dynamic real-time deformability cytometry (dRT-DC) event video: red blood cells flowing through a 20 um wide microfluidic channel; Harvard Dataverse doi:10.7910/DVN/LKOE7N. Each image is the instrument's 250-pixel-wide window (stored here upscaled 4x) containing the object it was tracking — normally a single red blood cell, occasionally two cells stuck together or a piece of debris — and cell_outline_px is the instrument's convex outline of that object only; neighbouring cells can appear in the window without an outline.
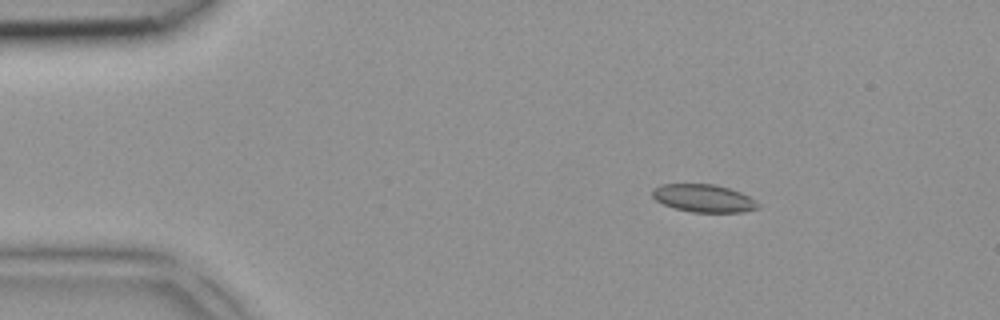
{"species": "common noctule bat (a hibernating species)", "species_latin": "Nyctalus noctula", "temperature_condition": "room temperature", "stored_images_in_passage": 4, "camera_frame_rate_fps": 3000, "um_per_image_px": 0.085, "animal": {"sex": "female", "body_mass_g": 18.4}, "frame": {"image": 1, "passage_image": 2, "time_ms": 0.333, "image_size_px": [1000, 320], "cell_outline_px": [[760, 208], [744, 212], [692, 212], [676, 208], [664, 204], [656, 200], [652, 196], [652, 192], [660, 184], [716, 184], [740, 192], [748, 196], [760, 204]], "centroid_in_image_um": [59.84, 16.85], "position_along_channel_um": 25.2, "area_um2": 16.99}}